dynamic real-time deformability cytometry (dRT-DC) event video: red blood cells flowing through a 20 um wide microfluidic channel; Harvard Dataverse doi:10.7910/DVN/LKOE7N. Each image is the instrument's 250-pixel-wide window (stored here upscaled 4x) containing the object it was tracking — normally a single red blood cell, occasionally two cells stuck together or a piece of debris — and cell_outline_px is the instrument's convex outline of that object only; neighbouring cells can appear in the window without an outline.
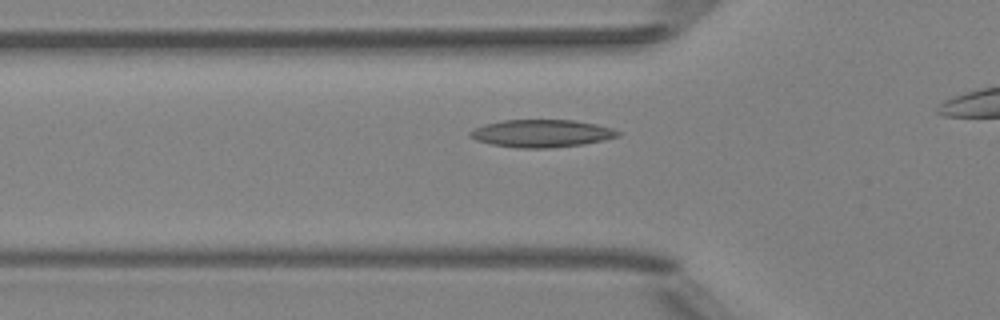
{"species": "Egyptian fruit bat (a non-hibernating species)", "species_latin": "Rousettus aegyptiacus", "temperature_condition": "room temperature", "stored_images_in_passage": 37, "camera_frame_rate_fps": 3000, "um_per_image_px": 0.085, "animal": {"sex": "female"}, "frame": {"image": 1, "passage_image": 12, "time_ms": 3.667, "image_size_px": [1000, 320], "cell_outline_px": [[620, 136], [604, 140], [584, 144], [548, 148], [516, 148], [492, 144], [476, 140], [468, 136], [468, 132], [472, 128], [484, 124], [500, 120], [572, 120], [596, 124], [612, 128], [620, 132]], "centroid_in_image_um": [45.99, 11.34], "position_along_channel_um": 79.8, "area_um2": 23.93}}
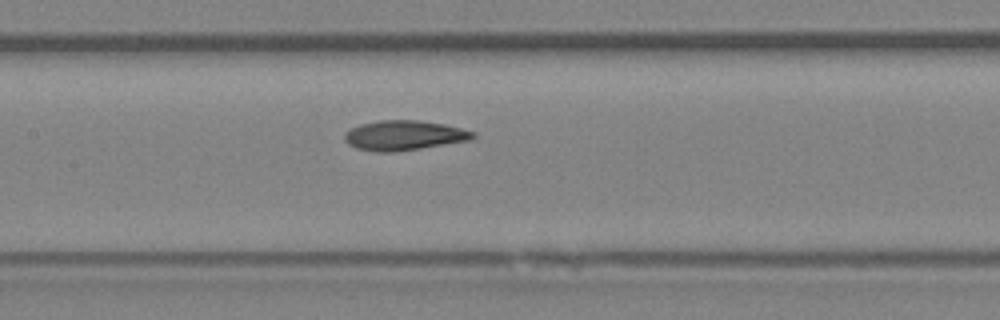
{"frame": {"image": 2, "passage_image": 19, "time_ms": 6.0, "image_size_px": [1000, 320], "cell_outline_px": [[476, 136], [468, 140], [420, 148], [392, 152], [376, 152], [356, 148], [348, 144], [344, 140], [344, 132], [360, 124], [380, 120], [420, 120], [444, 124], [476, 132]], "centroid_in_image_um": [34.3, 11.5], "position_along_channel_um": 173.1, "area_um2": 22.2}}
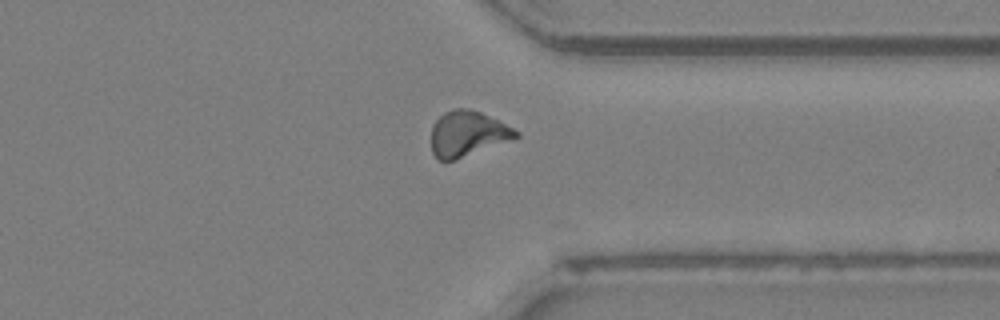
{"frame": {"image": 3, "passage_image": 34, "time_ms": 11.0, "image_size_px": [1000, 320], "cell_outline_px": [[520, 136], [516, 140], [452, 160], [436, 160], [432, 152], [432, 124], [444, 112], [452, 108], [468, 108], [480, 112], [520, 132]], "centroid_in_image_um": [39.75, 11.37], "position_along_channel_um": 371.6, "area_um2": 22.48}}